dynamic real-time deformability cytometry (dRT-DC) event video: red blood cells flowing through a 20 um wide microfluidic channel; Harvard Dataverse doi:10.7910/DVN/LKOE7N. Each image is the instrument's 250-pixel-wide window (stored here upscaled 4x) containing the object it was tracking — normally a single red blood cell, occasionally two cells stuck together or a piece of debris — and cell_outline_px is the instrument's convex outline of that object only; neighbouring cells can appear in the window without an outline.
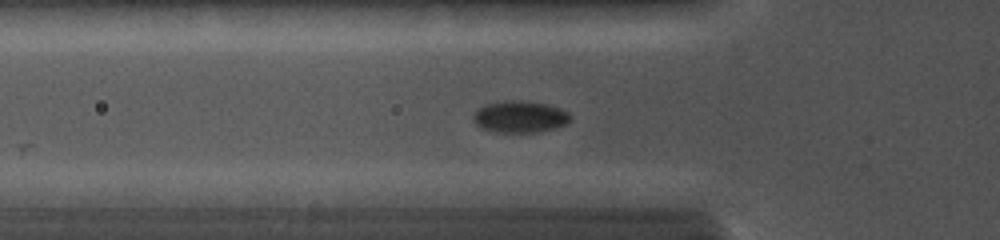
{"species": "common noctule bat (a hibernating species)", "species_latin": "Nyctalus noctula", "temperature_condition": "cold", "stored_images_in_passage": 15, "camera_frame_rate_fps": 5000, "um_per_image_px": 0.085, "animal": {"sex": "female", "body_mass_g": 19.0, "forearm_length_mm": 56.7}, "frame": {"image": 1, "passage_image": 11, "time_ms": 4.8, "image_size_px": [1000, 240], "cell_outline_px": [[572, 120], [568, 124], [556, 128], [536, 132], [492, 132], [480, 128], [476, 124], [472, 116], [484, 104], [504, 100], [520, 100], [548, 104], [560, 108], [568, 112], [572, 116]], "centroid_in_image_um": [44.22, 9.92], "position_along_channel_um": 81.6, "area_um2": 18.26}}